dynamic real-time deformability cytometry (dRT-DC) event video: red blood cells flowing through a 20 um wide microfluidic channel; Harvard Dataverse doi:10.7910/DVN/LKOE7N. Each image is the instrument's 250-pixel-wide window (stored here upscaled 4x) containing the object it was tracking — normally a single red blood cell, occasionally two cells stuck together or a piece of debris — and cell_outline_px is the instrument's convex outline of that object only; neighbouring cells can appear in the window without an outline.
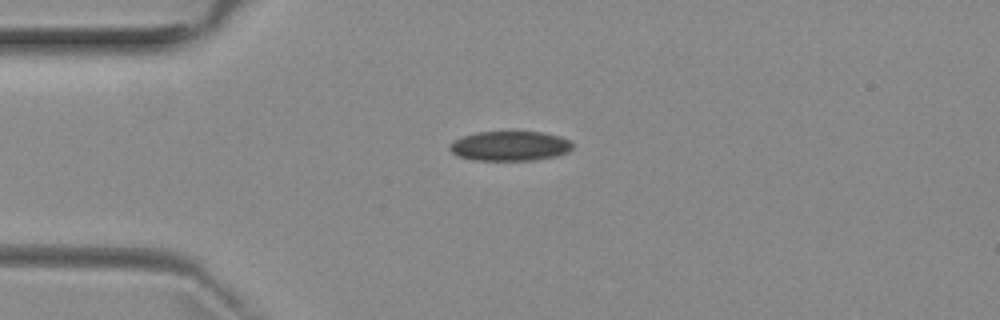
{"species": "common noctule bat (a hibernating species)", "species_latin": "Nyctalus noctula", "temperature_condition": "room temperature", "stored_images_in_passage": 2, "camera_frame_rate_fps": 3000, "um_per_image_px": 0.085, "animal": {"sex": "female", "body_mass_g": 29.2, "forearm_length_mm": 56.3}, "frame": {"image": 1, "passage_image": 1, "time_ms": 0.0, "image_size_px": [1000, 320], "cell_outline_px": [[572, 148], [568, 152], [556, 156], [536, 160], [472, 160], [456, 156], [448, 148], [448, 144], [464, 136], [476, 132], [540, 132], [560, 136], [572, 140]], "centroid_in_image_um": [43.34, 12.41], "position_along_channel_um": 41.7, "area_um2": 21.39}}